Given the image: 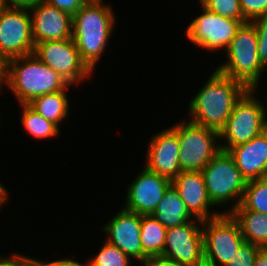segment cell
I'll return each instance as SVG.
<instances>
[{"label":"cell","instance_id":"2e32d148","mask_svg":"<svg viewBox=\"0 0 267 266\" xmlns=\"http://www.w3.org/2000/svg\"><path fill=\"white\" fill-rule=\"evenodd\" d=\"M179 152L177 132L173 127L167 128L151 139L145 167L172 181L181 172Z\"/></svg>","mask_w":267,"mask_h":266},{"label":"cell","instance_id":"4316f807","mask_svg":"<svg viewBox=\"0 0 267 266\" xmlns=\"http://www.w3.org/2000/svg\"><path fill=\"white\" fill-rule=\"evenodd\" d=\"M262 249L256 244L244 242L226 266H254L256 256Z\"/></svg>","mask_w":267,"mask_h":266},{"label":"cell","instance_id":"1f68e13d","mask_svg":"<svg viewBox=\"0 0 267 266\" xmlns=\"http://www.w3.org/2000/svg\"><path fill=\"white\" fill-rule=\"evenodd\" d=\"M143 266H185L176 260L166 258L162 255L152 256L147 259Z\"/></svg>","mask_w":267,"mask_h":266},{"label":"cell","instance_id":"3957f363","mask_svg":"<svg viewBox=\"0 0 267 266\" xmlns=\"http://www.w3.org/2000/svg\"><path fill=\"white\" fill-rule=\"evenodd\" d=\"M7 86L20 104L34 98L66 90L71 84L33 53L7 60Z\"/></svg>","mask_w":267,"mask_h":266},{"label":"cell","instance_id":"30bf717a","mask_svg":"<svg viewBox=\"0 0 267 266\" xmlns=\"http://www.w3.org/2000/svg\"><path fill=\"white\" fill-rule=\"evenodd\" d=\"M33 54L71 85L91 76L92 71L82 61L72 38L39 42L34 45Z\"/></svg>","mask_w":267,"mask_h":266},{"label":"cell","instance_id":"7402d4cb","mask_svg":"<svg viewBox=\"0 0 267 266\" xmlns=\"http://www.w3.org/2000/svg\"><path fill=\"white\" fill-rule=\"evenodd\" d=\"M166 230L152 215H141V243L143 252L148 256L162 255Z\"/></svg>","mask_w":267,"mask_h":266},{"label":"cell","instance_id":"f546056e","mask_svg":"<svg viewBox=\"0 0 267 266\" xmlns=\"http://www.w3.org/2000/svg\"><path fill=\"white\" fill-rule=\"evenodd\" d=\"M88 0H42V2L74 15Z\"/></svg>","mask_w":267,"mask_h":266},{"label":"cell","instance_id":"4dcf8cb0","mask_svg":"<svg viewBox=\"0 0 267 266\" xmlns=\"http://www.w3.org/2000/svg\"><path fill=\"white\" fill-rule=\"evenodd\" d=\"M37 259L13 254V257L0 258V266H31Z\"/></svg>","mask_w":267,"mask_h":266},{"label":"cell","instance_id":"7c38bea8","mask_svg":"<svg viewBox=\"0 0 267 266\" xmlns=\"http://www.w3.org/2000/svg\"><path fill=\"white\" fill-rule=\"evenodd\" d=\"M196 220L197 223L192 220L181 226L167 228L162 256L185 266H196L204 261L203 234L199 225L203 224V220Z\"/></svg>","mask_w":267,"mask_h":266},{"label":"cell","instance_id":"836d02e7","mask_svg":"<svg viewBox=\"0 0 267 266\" xmlns=\"http://www.w3.org/2000/svg\"><path fill=\"white\" fill-rule=\"evenodd\" d=\"M43 266H90L89 262L86 265H82V263H79L78 261H74L72 259H58L51 262H44L39 261Z\"/></svg>","mask_w":267,"mask_h":266},{"label":"cell","instance_id":"6da1fadb","mask_svg":"<svg viewBox=\"0 0 267 266\" xmlns=\"http://www.w3.org/2000/svg\"><path fill=\"white\" fill-rule=\"evenodd\" d=\"M248 88L219 72L210 75L205 85L189 103L190 122L220 132L226 125L235 103Z\"/></svg>","mask_w":267,"mask_h":266},{"label":"cell","instance_id":"cb8c5ba5","mask_svg":"<svg viewBox=\"0 0 267 266\" xmlns=\"http://www.w3.org/2000/svg\"><path fill=\"white\" fill-rule=\"evenodd\" d=\"M240 204L246 210L267 214V177L248 181Z\"/></svg>","mask_w":267,"mask_h":266},{"label":"cell","instance_id":"d4e9b609","mask_svg":"<svg viewBox=\"0 0 267 266\" xmlns=\"http://www.w3.org/2000/svg\"><path fill=\"white\" fill-rule=\"evenodd\" d=\"M131 258L118 247L107 241L103 243L98 254L89 260L90 266H130Z\"/></svg>","mask_w":267,"mask_h":266},{"label":"cell","instance_id":"ffe728a7","mask_svg":"<svg viewBox=\"0 0 267 266\" xmlns=\"http://www.w3.org/2000/svg\"><path fill=\"white\" fill-rule=\"evenodd\" d=\"M225 213L237 221L245 242L267 248V214L246 210L241 204Z\"/></svg>","mask_w":267,"mask_h":266},{"label":"cell","instance_id":"ac0fdd59","mask_svg":"<svg viewBox=\"0 0 267 266\" xmlns=\"http://www.w3.org/2000/svg\"><path fill=\"white\" fill-rule=\"evenodd\" d=\"M228 153L247 182L267 177V129Z\"/></svg>","mask_w":267,"mask_h":266},{"label":"cell","instance_id":"f1b7e54d","mask_svg":"<svg viewBox=\"0 0 267 266\" xmlns=\"http://www.w3.org/2000/svg\"><path fill=\"white\" fill-rule=\"evenodd\" d=\"M240 6L244 18L249 22L267 14V0H240Z\"/></svg>","mask_w":267,"mask_h":266},{"label":"cell","instance_id":"e0dca14e","mask_svg":"<svg viewBox=\"0 0 267 266\" xmlns=\"http://www.w3.org/2000/svg\"><path fill=\"white\" fill-rule=\"evenodd\" d=\"M171 182L195 219L207 220L221 214L210 213L209 208L214 205L209 200L201 171H181Z\"/></svg>","mask_w":267,"mask_h":266},{"label":"cell","instance_id":"d6986e66","mask_svg":"<svg viewBox=\"0 0 267 266\" xmlns=\"http://www.w3.org/2000/svg\"><path fill=\"white\" fill-rule=\"evenodd\" d=\"M151 215L166 228L184 225L192 221V217H194L173 184L167 188L162 200Z\"/></svg>","mask_w":267,"mask_h":266},{"label":"cell","instance_id":"9c48e42d","mask_svg":"<svg viewBox=\"0 0 267 266\" xmlns=\"http://www.w3.org/2000/svg\"><path fill=\"white\" fill-rule=\"evenodd\" d=\"M29 8L0 7V55L6 60L33 53Z\"/></svg>","mask_w":267,"mask_h":266},{"label":"cell","instance_id":"4fadbf2b","mask_svg":"<svg viewBox=\"0 0 267 266\" xmlns=\"http://www.w3.org/2000/svg\"><path fill=\"white\" fill-rule=\"evenodd\" d=\"M171 184L170 179L144 166L134 182L129 184L123 208L139 215H151Z\"/></svg>","mask_w":267,"mask_h":266},{"label":"cell","instance_id":"d6a6232c","mask_svg":"<svg viewBox=\"0 0 267 266\" xmlns=\"http://www.w3.org/2000/svg\"><path fill=\"white\" fill-rule=\"evenodd\" d=\"M2 6L17 7V8H31L42 0H0Z\"/></svg>","mask_w":267,"mask_h":266},{"label":"cell","instance_id":"5bb4252c","mask_svg":"<svg viewBox=\"0 0 267 266\" xmlns=\"http://www.w3.org/2000/svg\"><path fill=\"white\" fill-rule=\"evenodd\" d=\"M107 233L106 241L118 247L130 258L145 263L149 258L142 249L141 243V215L128 211L122 207L103 227Z\"/></svg>","mask_w":267,"mask_h":266},{"label":"cell","instance_id":"7a4b0ae2","mask_svg":"<svg viewBox=\"0 0 267 266\" xmlns=\"http://www.w3.org/2000/svg\"><path fill=\"white\" fill-rule=\"evenodd\" d=\"M103 0H88L73 15L72 39L82 61L93 72L112 36L115 15Z\"/></svg>","mask_w":267,"mask_h":266},{"label":"cell","instance_id":"d590c367","mask_svg":"<svg viewBox=\"0 0 267 266\" xmlns=\"http://www.w3.org/2000/svg\"><path fill=\"white\" fill-rule=\"evenodd\" d=\"M254 266H267V248L262 249L257 254Z\"/></svg>","mask_w":267,"mask_h":266},{"label":"cell","instance_id":"603a6c76","mask_svg":"<svg viewBox=\"0 0 267 266\" xmlns=\"http://www.w3.org/2000/svg\"><path fill=\"white\" fill-rule=\"evenodd\" d=\"M23 108L22 124L24 129L38 139H48L57 137L59 127L53 122L46 120L40 114L35 112L28 104H21Z\"/></svg>","mask_w":267,"mask_h":266},{"label":"cell","instance_id":"484cf974","mask_svg":"<svg viewBox=\"0 0 267 266\" xmlns=\"http://www.w3.org/2000/svg\"><path fill=\"white\" fill-rule=\"evenodd\" d=\"M200 5L222 17L248 22L242 13L240 0H199Z\"/></svg>","mask_w":267,"mask_h":266},{"label":"cell","instance_id":"8992f818","mask_svg":"<svg viewBox=\"0 0 267 266\" xmlns=\"http://www.w3.org/2000/svg\"><path fill=\"white\" fill-rule=\"evenodd\" d=\"M201 172L209 200L213 205L227 204L230 199H236L230 211L240 205L247 180L237 168L234 158L227 151L221 150Z\"/></svg>","mask_w":267,"mask_h":266},{"label":"cell","instance_id":"ba28073f","mask_svg":"<svg viewBox=\"0 0 267 266\" xmlns=\"http://www.w3.org/2000/svg\"><path fill=\"white\" fill-rule=\"evenodd\" d=\"M204 261L226 266L245 242L237 221L230 213L203 220Z\"/></svg>","mask_w":267,"mask_h":266},{"label":"cell","instance_id":"52a82bcc","mask_svg":"<svg viewBox=\"0 0 267 266\" xmlns=\"http://www.w3.org/2000/svg\"><path fill=\"white\" fill-rule=\"evenodd\" d=\"M179 140L181 171H201L222 149L218 143L220 132L192 122H179L172 126Z\"/></svg>","mask_w":267,"mask_h":266},{"label":"cell","instance_id":"74e56055","mask_svg":"<svg viewBox=\"0 0 267 266\" xmlns=\"http://www.w3.org/2000/svg\"><path fill=\"white\" fill-rule=\"evenodd\" d=\"M196 266H215V265H213V264H211V263H208V262H206V261H203V262H201L200 264H198V265H196Z\"/></svg>","mask_w":267,"mask_h":266},{"label":"cell","instance_id":"5b68a950","mask_svg":"<svg viewBox=\"0 0 267 266\" xmlns=\"http://www.w3.org/2000/svg\"><path fill=\"white\" fill-rule=\"evenodd\" d=\"M255 91L248 89L241 96L220 131V138L226 140L224 144L220 141L223 151L228 152L232 147L247 143L267 129V112L259 99L253 96Z\"/></svg>","mask_w":267,"mask_h":266},{"label":"cell","instance_id":"8fae6325","mask_svg":"<svg viewBox=\"0 0 267 266\" xmlns=\"http://www.w3.org/2000/svg\"><path fill=\"white\" fill-rule=\"evenodd\" d=\"M201 8L203 13L191 21L186 29L187 38L207 50H227L242 22L222 17L202 5Z\"/></svg>","mask_w":267,"mask_h":266},{"label":"cell","instance_id":"44dd1931","mask_svg":"<svg viewBox=\"0 0 267 266\" xmlns=\"http://www.w3.org/2000/svg\"><path fill=\"white\" fill-rule=\"evenodd\" d=\"M67 90L38 96L28 105L46 120L56 124L58 127L69 114V102L66 96Z\"/></svg>","mask_w":267,"mask_h":266},{"label":"cell","instance_id":"277c9868","mask_svg":"<svg viewBox=\"0 0 267 266\" xmlns=\"http://www.w3.org/2000/svg\"><path fill=\"white\" fill-rule=\"evenodd\" d=\"M225 53L228 59L217 70L248 89H257L259 78L267 68L258 57L257 30L252 22L241 24Z\"/></svg>","mask_w":267,"mask_h":266},{"label":"cell","instance_id":"e575fe53","mask_svg":"<svg viewBox=\"0 0 267 266\" xmlns=\"http://www.w3.org/2000/svg\"><path fill=\"white\" fill-rule=\"evenodd\" d=\"M7 82V60L0 55V91Z\"/></svg>","mask_w":267,"mask_h":266},{"label":"cell","instance_id":"f35d334b","mask_svg":"<svg viewBox=\"0 0 267 266\" xmlns=\"http://www.w3.org/2000/svg\"><path fill=\"white\" fill-rule=\"evenodd\" d=\"M31 266H43L37 259Z\"/></svg>","mask_w":267,"mask_h":266},{"label":"cell","instance_id":"9a60e30c","mask_svg":"<svg viewBox=\"0 0 267 266\" xmlns=\"http://www.w3.org/2000/svg\"><path fill=\"white\" fill-rule=\"evenodd\" d=\"M35 44L72 38L73 16L40 2L29 8Z\"/></svg>","mask_w":267,"mask_h":266},{"label":"cell","instance_id":"83f0119b","mask_svg":"<svg viewBox=\"0 0 267 266\" xmlns=\"http://www.w3.org/2000/svg\"><path fill=\"white\" fill-rule=\"evenodd\" d=\"M257 30L258 57L267 68V14L251 21Z\"/></svg>","mask_w":267,"mask_h":266},{"label":"cell","instance_id":"8d00e7d4","mask_svg":"<svg viewBox=\"0 0 267 266\" xmlns=\"http://www.w3.org/2000/svg\"><path fill=\"white\" fill-rule=\"evenodd\" d=\"M7 195H8V191L0 183V207H2L4 205L3 203H6L5 201H7ZM0 209H2V208H0Z\"/></svg>","mask_w":267,"mask_h":266}]
</instances>
